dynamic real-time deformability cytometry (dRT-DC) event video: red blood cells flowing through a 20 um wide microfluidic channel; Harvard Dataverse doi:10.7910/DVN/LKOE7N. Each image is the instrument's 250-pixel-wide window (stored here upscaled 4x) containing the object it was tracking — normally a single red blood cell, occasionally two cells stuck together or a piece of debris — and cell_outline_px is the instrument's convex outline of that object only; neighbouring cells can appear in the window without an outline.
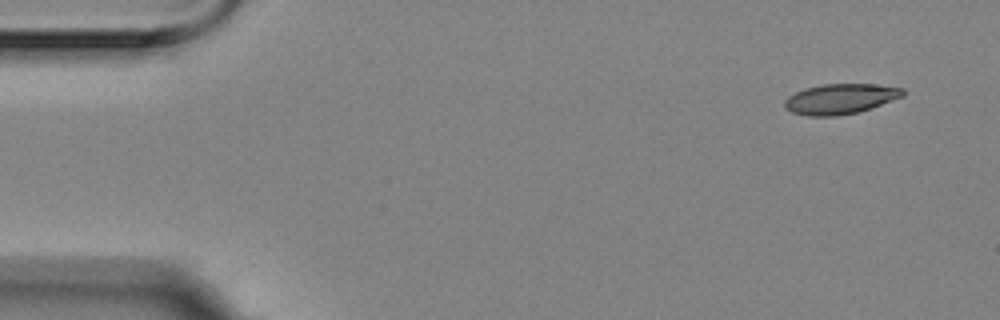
{"species": "Egyptian fruit bat (a non-hibernating species)", "species_latin": "Rousettus aegyptiacus", "temperature_condition": "room temperature", "stored_images_in_passage": 54, "camera_frame_rate_fps": 3000, "um_per_image_px": 0.085, "animal": {"sex": "female"}, "frame": {"image": 1, "passage_image": 1, "time_ms": 0.0, "image_size_px": [1000, 320], "cell_outline_px": [[904, 96], [872, 108], [856, 112], [836, 116], [808, 116], [792, 112], [784, 108], [784, 100], [788, 96], [804, 88], [824, 84], [876, 84], [904, 88]], "centroid_in_image_um": [71.43, 8.4], "position_along_channel_um": 13.6, "area_um2": 20.92}}
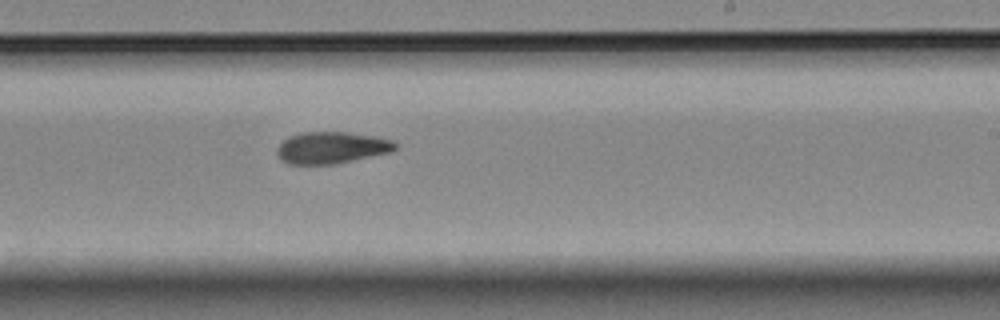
{"frame": {"image": 2, "passage_image": 31, "time_ms": 10.0, "image_size_px": [1000, 320], "cell_outline_px": [[400, 144], [392, 152], [332, 164], [288, 164], [280, 160], [276, 152], [276, 148], [288, 136], [304, 132], [348, 132], [376, 136], [392, 140]], "centroid_in_image_um": [28.19, 12.54], "position_along_channel_um": 260.8, "area_um2": 22.02}}
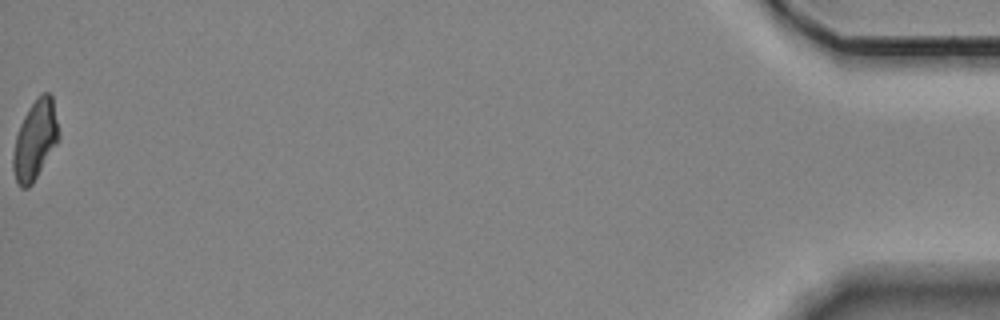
{"frame": {"image": 3, "passage_image": 54, "time_ms": 17.667, "image_size_px": [1000, 320], "cell_outline_px": [[60, 140], [32, 184], [28, 188], [20, 188], [16, 180], [12, 168], [12, 156], [16, 136], [20, 124], [28, 108], [40, 92], [48, 92], [52, 96], [60, 136]], "centroid_in_image_um": [2.99, 11.9], "position_along_channel_um": 432.2, "area_um2": 21.27}, "authors_computed_cell_mechanics": {"area_um2": 21.8195, "velocity_mm_per_s": 3.5197, "shape_relaxation_time_tau1_ms": 7.5027, "shape_relaxation_time_tau2_ms": 6.7352, "deformation_change_tau1": 0.1733, "deformation_change_tau2": 0.1209}}